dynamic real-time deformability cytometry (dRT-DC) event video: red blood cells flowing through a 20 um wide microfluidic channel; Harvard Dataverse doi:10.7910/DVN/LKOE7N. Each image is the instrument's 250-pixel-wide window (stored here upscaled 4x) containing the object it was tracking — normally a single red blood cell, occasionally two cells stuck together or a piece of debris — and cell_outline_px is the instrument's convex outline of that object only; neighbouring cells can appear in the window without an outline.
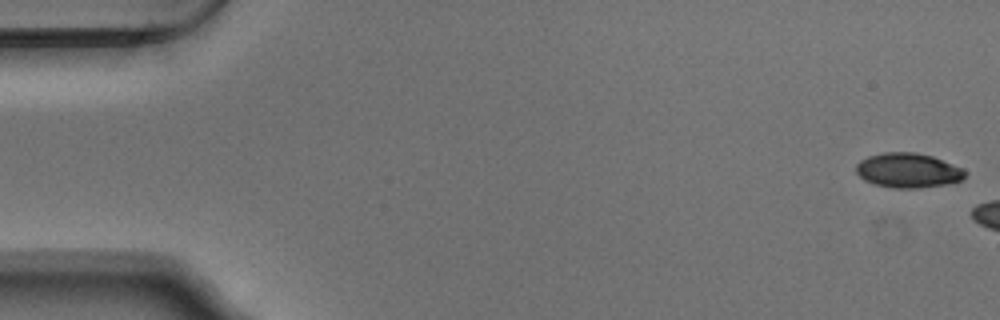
{"species": "Egyptian fruit bat (a non-hibernating species)", "species_latin": "Rousettus aegyptiacus", "temperature_condition": "warm", "stored_images_in_passage": 6, "camera_frame_rate_fps": 3000, "um_per_image_px": 0.085, "animal": {"sex": "male"}, "frame": {"image": 1, "passage_image": 1, "time_ms": 0.0, "image_size_px": [1000, 320], "cell_outline_px": [[964, 176], [960, 180], [944, 184], [920, 188], [892, 188], [876, 184], [864, 180], [856, 172], [856, 164], [860, 160], [868, 156], [884, 152], [916, 152], [932, 156], [964, 168]], "centroid_in_image_um": [77.15, 14.47], "position_along_channel_um": 7.8, "area_um2": 21.91}}